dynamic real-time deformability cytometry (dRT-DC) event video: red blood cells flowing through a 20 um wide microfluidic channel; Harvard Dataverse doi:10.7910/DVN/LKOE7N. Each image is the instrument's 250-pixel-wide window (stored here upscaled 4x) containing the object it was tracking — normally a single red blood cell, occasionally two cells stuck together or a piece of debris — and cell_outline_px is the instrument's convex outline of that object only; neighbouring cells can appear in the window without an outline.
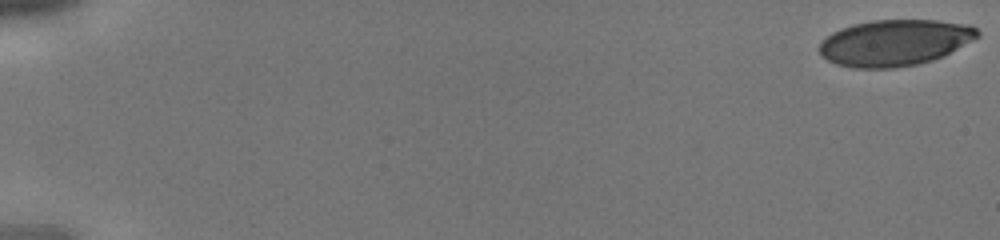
{"species": "human", "species_latin": "Homo sapiens", "temperature_condition": "cold", "stored_images_in_passage": 43, "camera_frame_rate_fps": 3000, "um_per_image_px": 0.085, "donor": {"sex": "male"}, "frame": {"image": 1, "passage_image": 1, "time_ms": 0.0, "image_size_px": [1000, 240], "cell_outline_px": [[980, 36], [932, 60], [916, 64], [896, 68], [852, 68], [836, 64], [828, 60], [820, 52], [820, 44], [832, 32], [840, 28], [872, 20], [936, 20], [968, 24], [976, 28], [980, 32]], "centroid_in_image_um": [76.04, 3.62], "position_along_channel_um": 9.0, "area_um2": 42.14}}
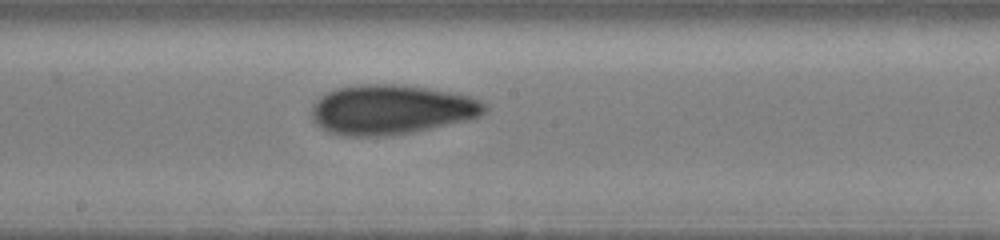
{"frame": {"image": 2, "passage_image": 25, "time_ms": 8.0, "image_size_px": [1000, 240], "cell_outline_px": [[488, 108], [480, 116], [468, 120], [412, 132], [388, 136], [344, 136], [328, 132], [316, 124], [312, 120], [312, 104], [320, 96], [336, 88], [368, 84], [392, 84], [424, 88], [448, 92], [468, 96], [480, 100], [488, 104]], "centroid_in_image_um": [33.23, 9.33], "position_along_channel_um": 215.0, "area_um2": 49.94}}
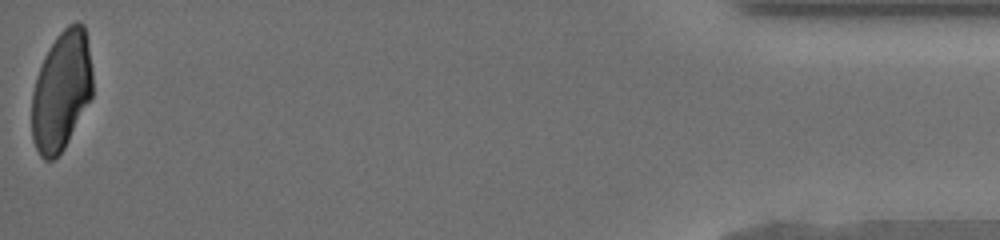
{"frame": {"image": 3, "passage_image": 43, "time_ms": 14.0, "image_size_px": [1000, 240], "cell_outline_px": [[92, 96], [64, 148], [52, 160], [44, 160], [40, 156], [32, 140], [32, 92], [36, 76], [44, 56], [48, 48], [56, 36], [68, 24], [76, 20], [84, 24], [88, 40], [92, 68]], "centroid_in_image_um": [5.22, 7.67], "position_along_channel_um": 430.0, "area_um2": 42.6}}